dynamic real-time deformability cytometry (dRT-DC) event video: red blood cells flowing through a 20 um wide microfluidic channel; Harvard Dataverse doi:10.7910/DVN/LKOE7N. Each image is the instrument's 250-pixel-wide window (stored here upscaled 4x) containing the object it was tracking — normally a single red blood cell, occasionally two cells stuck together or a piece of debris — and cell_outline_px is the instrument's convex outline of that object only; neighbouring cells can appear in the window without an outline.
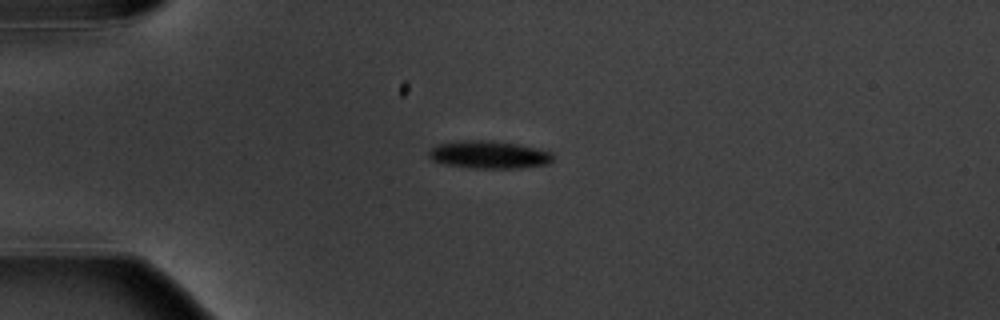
{"species": "common noctule bat (a hibernating species)", "species_latin": "Nyctalus noctula", "temperature_condition": "warm", "stored_images_in_passage": 2, "camera_frame_rate_fps": 3000, "um_per_image_px": 0.085, "animal": {"sex": "male", "body_mass_g": 20.1, "forearm_length_mm": 53.5}, "frame": {"image": 1, "passage_image": 1, "time_ms": 0.0, "image_size_px": [1000, 320], "cell_outline_px": [[552, 164], [520, 168], [472, 168], [444, 164], [432, 160], [428, 156], [428, 152], [432, 148], [440, 144], [464, 140], [488, 140], [520, 144], [540, 148], [552, 152]], "centroid_in_image_um": [41.62, 13.15], "position_along_channel_um": 43.4, "area_um2": 20.23}}